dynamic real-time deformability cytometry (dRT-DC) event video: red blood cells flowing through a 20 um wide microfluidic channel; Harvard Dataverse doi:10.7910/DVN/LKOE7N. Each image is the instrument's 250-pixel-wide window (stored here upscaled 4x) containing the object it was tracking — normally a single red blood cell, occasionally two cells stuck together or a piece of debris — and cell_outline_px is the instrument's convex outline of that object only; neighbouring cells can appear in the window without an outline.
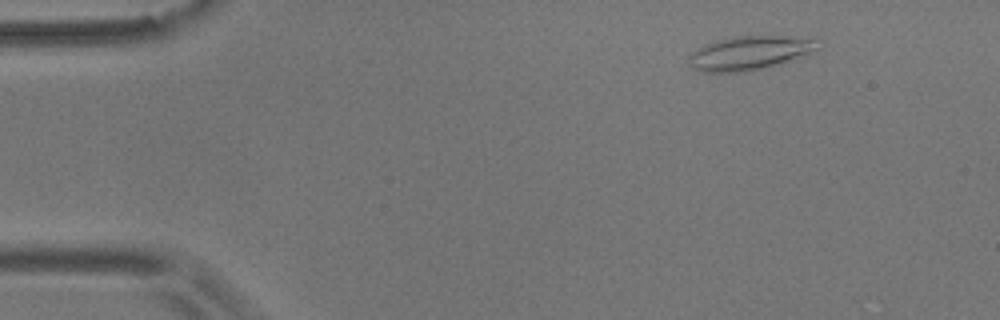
{"species": "common noctule bat (a hibernating species)", "species_latin": "Nyctalus noctula", "temperature_condition": "room temperature", "stored_images_in_passage": 35, "camera_frame_rate_fps": 3000, "um_per_image_px": 0.085, "animal": {"sex": "male", "body_mass_g": 17.9}, "frame": {"image": 1, "passage_image": 4, "time_ms": 1.0, "image_size_px": [1000, 320], "cell_outline_px": [[820, 48], [776, 64], [752, 72], [700, 72], [692, 68], [688, 64], [688, 56], [692, 52], [704, 44], [716, 40], [732, 36], [784, 36], [812, 40]], "centroid_in_image_um": [63.55, 4.52], "position_along_channel_um": 21.5, "area_um2": 25.09}}
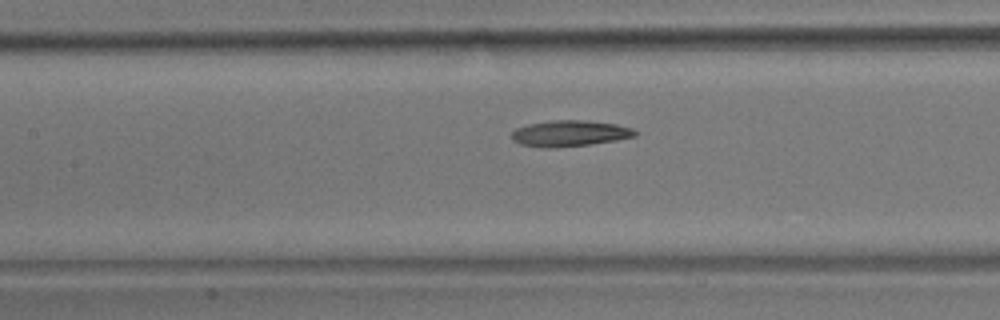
{"frame": {"image": 2, "passage_image": 22, "time_ms": 7.0, "image_size_px": [1000, 320], "cell_outline_px": [[636, 136], [616, 140], [588, 144], [548, 148], [520, 144], [512, 140], [512, 132], [516, 128], [528, 124], [552, 120], [584, 120], [616, 124], [632, 128], [636, 132]], "centroid_in_image_um": [48.41, 11.33], "position_along_channel_um": 159.0, "area_um2": 18.5}}
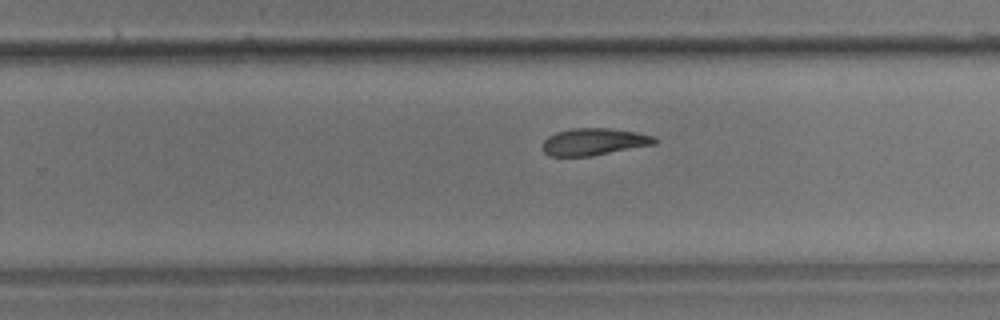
{"frame": {"image": 3, "passage_image": 32, "time_ms": 10.333, "image_size_px": [1000, 320], "cell_outline_px": [[656, 144], [592, 156], [548, 156], [544, 152], [544, 140], [548, 136], [556, 132], [572, 128], [612, 128], [636, 132], [652, 136], [656, 140]], "centroid_in_image_um": [50.48, 12.05], "position_along_channel_um": 279.3, "area_um2": 17.63}}